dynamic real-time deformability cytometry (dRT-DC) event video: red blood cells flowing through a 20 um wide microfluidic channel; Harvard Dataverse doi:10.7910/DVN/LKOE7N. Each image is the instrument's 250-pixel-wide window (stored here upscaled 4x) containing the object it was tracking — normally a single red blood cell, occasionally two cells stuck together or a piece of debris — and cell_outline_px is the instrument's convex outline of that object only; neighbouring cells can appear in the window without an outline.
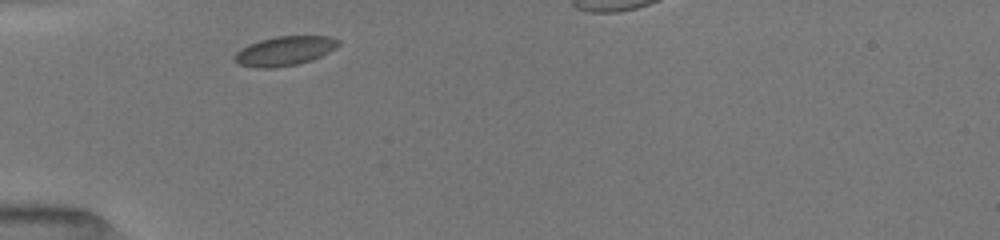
{"species": "common noctule bat (a hibernating species)", "species_latin": "Nyctalus noctula", "temperature_condition": "room temperature", "stored_images_in_passage": 32, "camera_frame_rate_fps": 3000, "um_per_image_px": 0.085, "animal": {"sex": "female", "body_mass_g": 19.5, "forearm_length_mm": 54.1}, "frame": {"image": 1, "passage_image": 1, "time_ms": 0.0, "image_size_px": [1000, 240], "cell_outline_px": [[340, 44], [336, 48], [312, 60], [296, 64], [276, 68], [256, 68], [240, 64], [232, 60], [232, 56], [240, 48], [248, 44], [260, 40], [276, 36], [328, 36], [340, 40]], "centroid_in_image_um": [24.16, 4.33], "position_along_channel_um": 60.8, "area_um2": 17.92}}
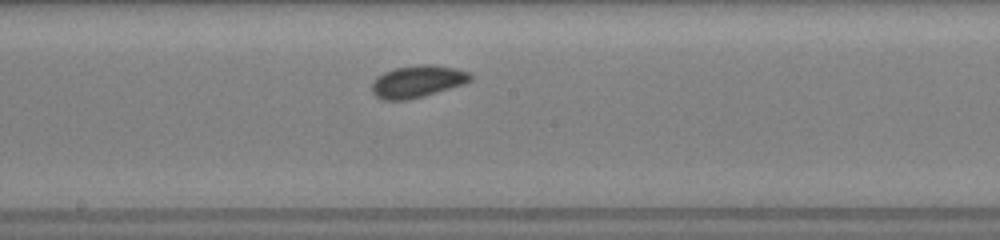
{"frame": {"image": 2, "passage_image": 13, "time_ms": 4.0, "image_size_px": [1000, 240], "cell_outline_px": [[472, 80], [464, 84], [424, 96], [408, 100], [384, 100], [376, 96], [372, 92], [372, 80], [376, 76], [384, 72], [396, 68], [420, 64], [428, 64], [456, 68], [468, 72], [472, 76]], "centroid_in_image_um": [35.47, 6.92], "position_along_channel_um": 212.7, "area_um2": 18.5}}
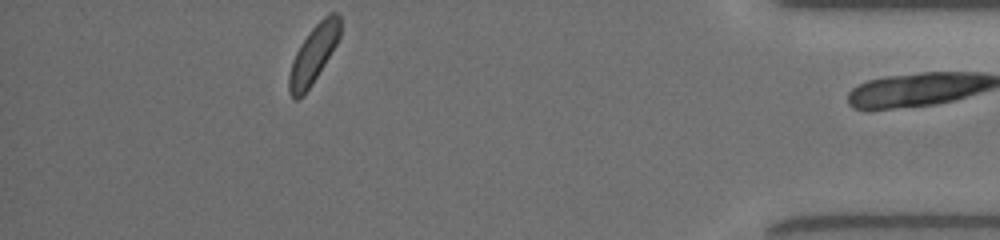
{"frame": {"image": 3, "passage_image": 31, "time_ms": 10.0, "image_size_px": [1000, 240], "cell_outline_px": [[340, 36], [336, 44], [312, 84], [304, 96], [296, 100], [288, 92], [288, 76], [292, 60], [300, 44], [312, 28], [328, 12], [336, 12], [340, 16]], "centroid_in_image_um": [26.62, 4.62], "position_along_channel_um": 408.6, "area_um2": 17.17}}